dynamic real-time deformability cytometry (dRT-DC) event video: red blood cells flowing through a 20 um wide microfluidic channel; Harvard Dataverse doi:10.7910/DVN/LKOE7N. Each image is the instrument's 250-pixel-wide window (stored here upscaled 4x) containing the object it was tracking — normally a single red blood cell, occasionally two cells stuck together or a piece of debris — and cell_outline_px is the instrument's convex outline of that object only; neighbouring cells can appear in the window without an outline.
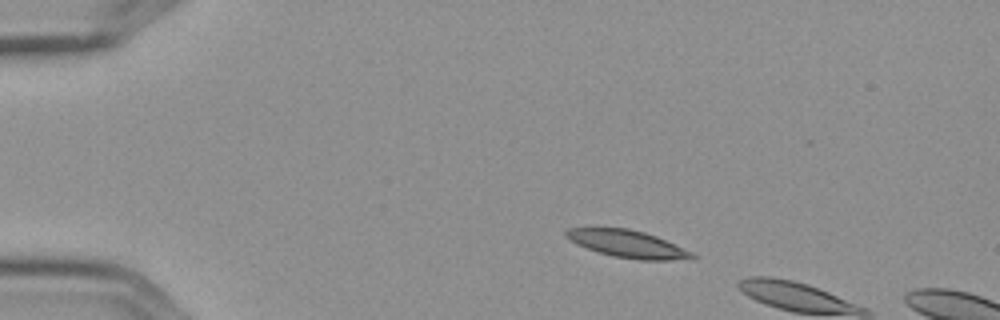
{"species": "Egyptian fruit bat (a non-hibernating species)", "species_latin": "Rousettus aegyptiacus", "temperature_condition": "cold", "stored_images_in_passage": 3, "camera_frame_rate_fps": 3000, "um_per_image_px": 0.085, "frame": {"image": 1, "passage_image": 2, "time_ms": 0.333, "image_size_px": [1000, 320], "cell_outline_px": [[696, 256], [668, 260], [636, 260], [612, 256], [576, 244], [568, 240], [564, 236], [564, 232], [568, 228], [628, 228], [644, 232], [656, 236], [692, 252]], "centroid_in_image_um": [53.26, 20.72], "position_along_channel_um": 31.7, "area_um2": 19.77}}